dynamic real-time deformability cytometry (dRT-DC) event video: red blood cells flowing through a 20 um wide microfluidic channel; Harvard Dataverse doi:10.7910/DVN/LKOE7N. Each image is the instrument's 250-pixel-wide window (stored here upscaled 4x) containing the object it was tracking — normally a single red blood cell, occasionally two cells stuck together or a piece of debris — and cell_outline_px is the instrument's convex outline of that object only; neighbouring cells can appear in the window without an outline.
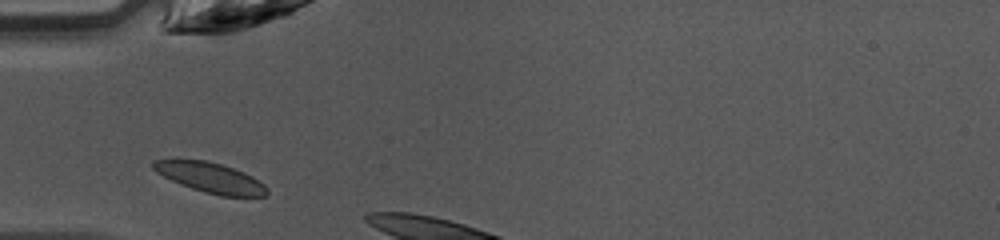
{"species": "common noctule bat (a hibernating species)", "species_latin": "Nyctalus noctula", "temperature_condition": "warm", "stored_images_in_passage": 4, "camera_frame_rate_fps": 3000, "um_per_image_px": 0.085, "animal": {"sex": "female", "body_mass_g": 10.0, "forearm_length_mm": 53.1}, "frame": {"image": 1, "passage_image": 1, "time_ms": 0.0, "image_size_px": [1000, 240], "cell_outline_px": [[268, 196], [220, 196], [204, 192], [180, 184], [156, 172], [152, 168], [152, 160], [176, 156], [208, 160], [244, 172], [252, 176], [264, 184], [268, 188]], "centroid_in_image_um": [17.8, 15.04], "position_along_channel_um": 67.2, "area_um2": 20.63}}